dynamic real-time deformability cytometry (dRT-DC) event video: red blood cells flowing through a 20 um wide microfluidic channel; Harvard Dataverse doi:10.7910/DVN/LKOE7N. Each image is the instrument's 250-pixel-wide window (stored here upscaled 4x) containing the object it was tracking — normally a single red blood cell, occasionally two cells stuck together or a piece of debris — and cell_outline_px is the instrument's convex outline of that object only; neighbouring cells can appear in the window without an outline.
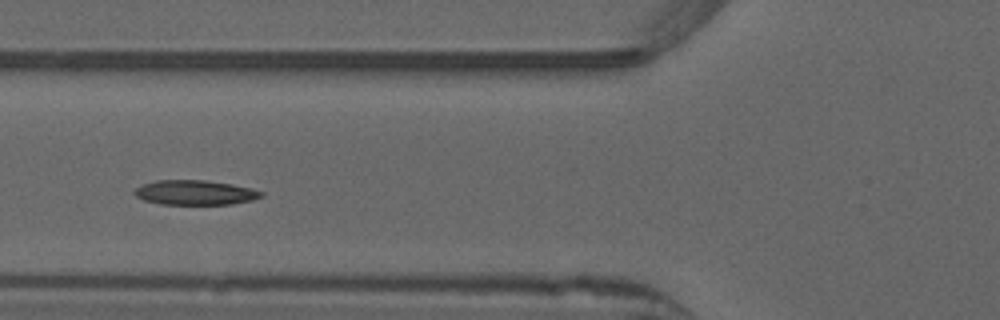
{"species": "common noctule bat (a hibernating species)", "species_latin": "Nyctalus noctula", "temperature_condition": "warm", "stored_images_in_passage": 49, "camera_frame_rate_fps": 3000, "um_per_image_px": 0.085, "animal": {"sex": "male", "forearm_length_mm": 52.5}, "frame": {"image": 1, "passage_image": 15, "time_ms": 4.667, "image_size_px": [1000, 320], "cell_outline_px": [[264, 196], [252, 200], [232, 204], [160, 204], [144, 200], [136, 196], [132, 192], [136, 188], [144, 184], [156, 180], [204, 180], [232, 184], [252, 188], [264, 192]], "centroid_in_image_um": [16.6, 16.37], "position_along_channel_um": 109.2, "area_um2": 18.26}, "authors_computed_cell_mechanics": {"area_um2": 18.3226, "velocity_mm_per_s": 3.8716, "shape_relaxation_time_tau1_ms": 4.6756, "shape_relaxation_time_tau2_ms": 4.1205, "deformation_change_tau1": 0.1268, "deformation_change_tau2": 0.1042}}